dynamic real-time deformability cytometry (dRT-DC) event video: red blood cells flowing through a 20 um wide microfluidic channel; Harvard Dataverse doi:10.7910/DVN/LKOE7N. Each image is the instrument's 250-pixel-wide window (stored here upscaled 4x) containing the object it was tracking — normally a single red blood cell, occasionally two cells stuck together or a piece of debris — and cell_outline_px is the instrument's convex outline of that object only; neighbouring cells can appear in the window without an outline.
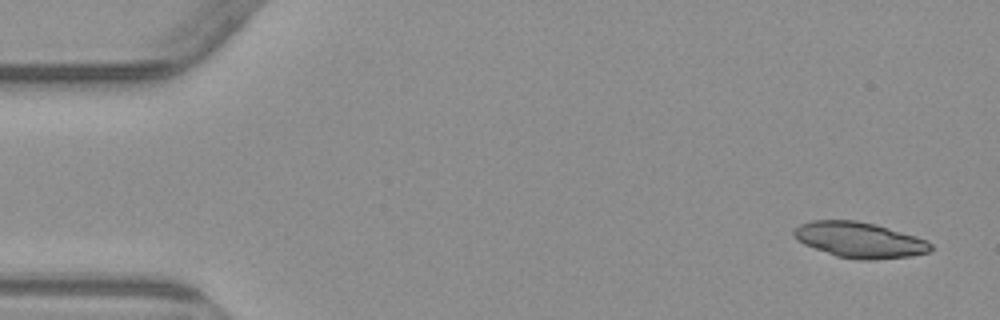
{"species": "common noctule bat (a hibernating species)", "species_latin": "Nyctalus noctula", "temperature_condition": "warm", "stored_images_in_passage": 4, "camera_frame_rate_fps": 3000, "um_per_image_px": 0.085, "animal": {"sex": "male", "body_mass_g": 23.1, "forearm_length_mm": 52.7}, "frame": {"image": 1, "passage_image": 1, "time_ms": 0.0, "image_size_px": [1000, 320], "cell_outline_px": [[932, 248], [928, 252], [912, 256], [872, 260], [860, 260], [836, 256], [804, 244], [796, 240], [792, 236], [792, 232], [800, 224], [812, 220], [856, 220], [876, 224], [916, 236], [928, 240], [932, 244]], "centroid_in_image_um": [73.06, 20.39], "position_along_channel_um": 11.9, "area_um2": 28.55}}